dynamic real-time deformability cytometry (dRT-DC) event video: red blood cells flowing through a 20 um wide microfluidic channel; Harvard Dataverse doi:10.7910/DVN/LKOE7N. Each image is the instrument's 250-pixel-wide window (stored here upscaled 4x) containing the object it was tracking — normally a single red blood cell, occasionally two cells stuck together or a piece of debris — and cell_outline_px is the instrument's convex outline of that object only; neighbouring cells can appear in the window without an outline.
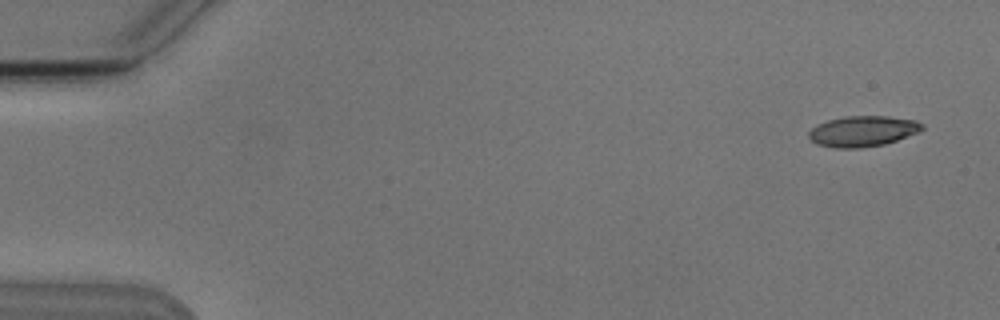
{"species": "Egyptian fruit bat (a non-hibernating species)", "species_latin": "Rousettus aegyptiacus", "temperature_condition": "cold", "stored_images_in_passage": 5, "camera_frame_rate_fps": 3000, "um_per_image_px": 0.085, "animal": {"sex": "male"}, "frame": {"image": 1, "passage_image": 1, "time_ms": 0.0, "image_size_px": [1000, 320], "cell_outline_px": [[924, 128], [920, 132], [884, 144], [860, 148], [836, 148], [816, 144], [808, 136], [808, 132], [816, 124], [828, 120], [844, 116], [888, 116], [916, 120], [924, 124]], "centroid_in_image_um": [73.34, 11.14], "position_along_channel_um": 11.7, "area_um2": 20.4}}